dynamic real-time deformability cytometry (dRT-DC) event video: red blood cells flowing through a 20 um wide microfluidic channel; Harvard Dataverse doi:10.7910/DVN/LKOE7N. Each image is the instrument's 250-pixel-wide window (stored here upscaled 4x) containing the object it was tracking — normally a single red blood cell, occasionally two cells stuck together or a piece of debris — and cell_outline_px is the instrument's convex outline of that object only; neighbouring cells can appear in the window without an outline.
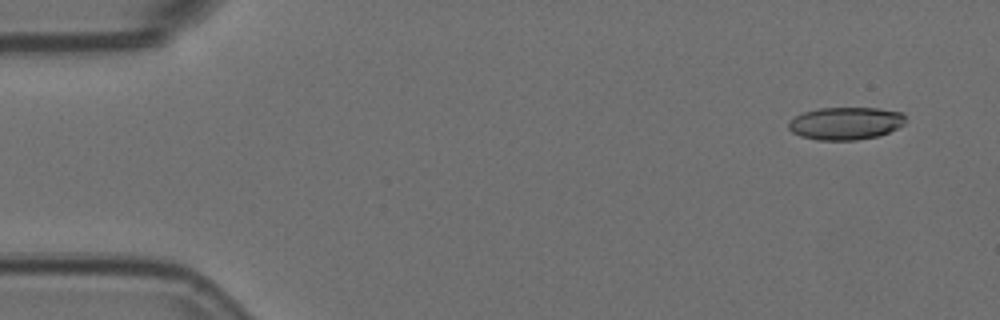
{"species": "Egyptian fruit bat (a non-hibernating species)", "species_latin": "Rousettus aegyptiacus", "temperature_condition": "room temperature", "stored_images_in_passage": 6, "camera_frame_rate_fps": 3000, "um_per_image_px": 0.085, "animal": {"sex": "female"}, "frame": {"image": 1, "passage_image": 1, "time_ms": 0.0, "image_size_px": [1000, 320], "cell_outline_px": [[904, 124], [888, 132], [876, 136], [856, 140], [816, 140], [800, 136], [792, 132], [788, 128], [788, 124], [796, 116], [804, 112], [820, 108], [876, 108], [900, 112], [904, 116]], "centroid_in_image_um": [71.85, 10.49], "position_along_channel_um": 13.2, "area_um2": 21.96}}
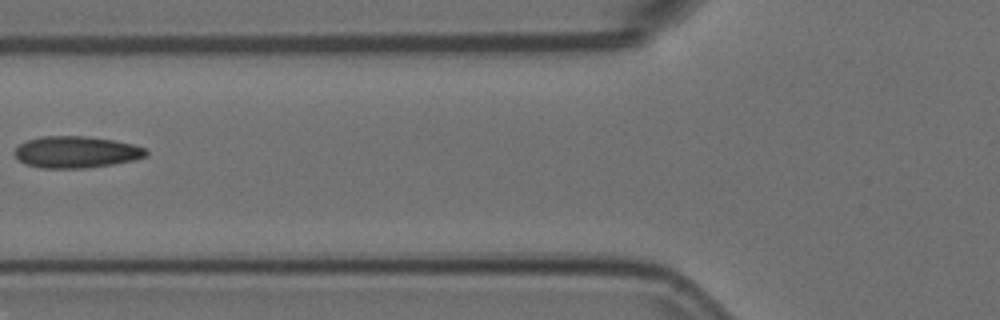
{"frame": {"image": 2, "passage_image": 5, "time_ms": 1.333, "image_size_px": [1000, 320], "cell_outline_px": [[148, 152], [144, 156], [132, 160], [112, 164], [88, 168], [40, 168], [28, 164], [20, 160], [12, 152], [20, 144], [28, 140], [44, 136], [84, 136], [112, 140], [132, 144], [144, 148]], "centroid_in_image_um": [6.45, 12.93], "position_along_channel_um": 119.4, "area_um2": 23.93}}
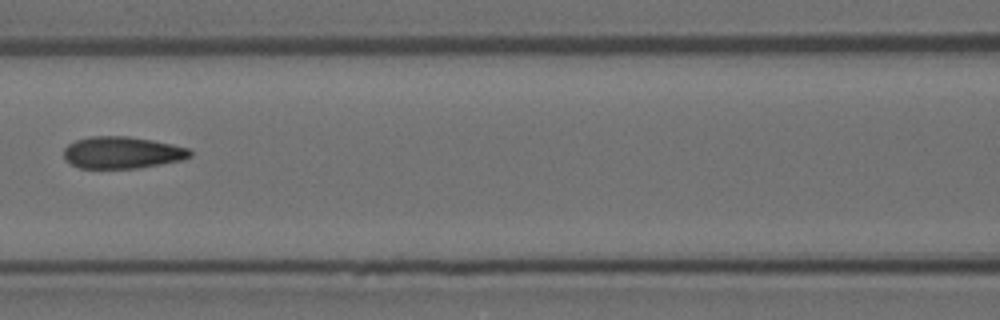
{"frame": {"image": 3, "passage_image": 6, "time_ms": 1.667, "image_size_px": [1000, 320], "cell_outline_px": [[192, 156], [184, 160], [136, 168], [80, 168], [72, 164], [64, 156], [64, 148], [68, 144], [76, 140], [92, 136], [128, 136], [152, 140], [172, 144], [188, 148], [192, 152]], "centroid_in_image_um": [10.41, 12.96], "position_along_channel_um": 156.2, "area_um2": 23.41}}